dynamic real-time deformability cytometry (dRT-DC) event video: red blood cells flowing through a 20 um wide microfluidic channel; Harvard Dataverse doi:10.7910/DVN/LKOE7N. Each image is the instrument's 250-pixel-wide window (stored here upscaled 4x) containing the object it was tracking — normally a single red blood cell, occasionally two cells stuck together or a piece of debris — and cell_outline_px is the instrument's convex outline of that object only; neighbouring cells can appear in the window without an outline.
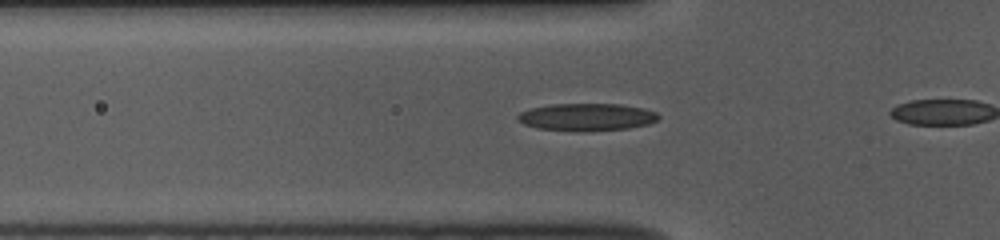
{"species": "common noctule bat (a hibernating species)", "species_latin": "Nyctalus noctula", "temperature_condition": "room temperature", "stored_images_in_passage": 35, "camera_frame_rate_fps": 3000, "um_per_image_px": 0.085, "animal": {"sex": "female", "body_mass_g": 10.0, "forearm_length_mm": 53.1}, "frame": {"image": 1, "passage_image": 14, "time_ms": 4.333, "image_size_px": [1000, 240], "cell_outline_px": [[660, 116], [656, 120], [648, 124], [628, 128], [580, 132], [572, 132], [536, 128], [524, 124], [516, 120], [516, 116], [520, 112], [532, 108], [552, 104], [620, 104], [644, 108], [656, 112]], "centroid_in_image_um": [49.84, 9.96], "position_along_channel_um": 76.0, "area_um2": 22.72}}
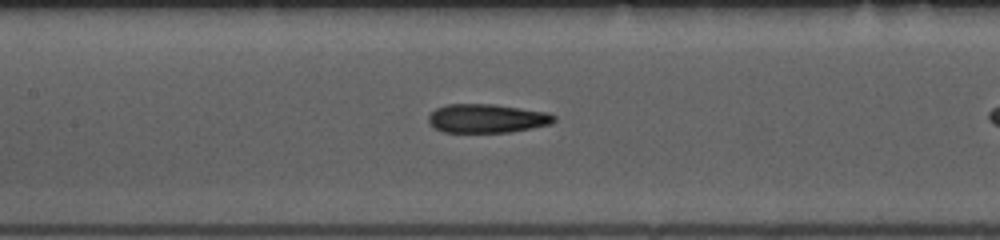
{"frame": {"image": 2, "passage_image": 21, "time_ms": 6.667, "image_size_px": [1000, 240], "cell_outline_px": [[556, 120], [552, 124], [532, 128], [508, 132], [444, 132], [436, 128], [428, 120], [428, 116], [436, 108], [448, 104], [492, 104], [548, 112], [556, 116]], "centroid_in_image_um": [41.43, 10.06], "position_along_channel_um": 166.0, "area_um2": 20.98}}
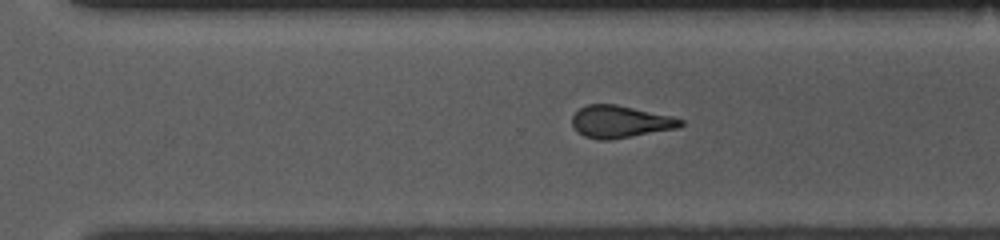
{"frame": {"image": 3, "passage_image": 33, "time_ms": 10.667, "image_size_px": [1000, 240], "cell_outline_px": [[684, 124], [676, 128], [612, 140], [600, 140], [584, 136], [572, 124], [572, 116], [580, 108], [588, 104], [616, 104], [672, 116], [684, 120]], "centroid_in_image_um": [52.73, 10.34], "position_along_channel_um": 317.9, "area_um2": 20.23}}